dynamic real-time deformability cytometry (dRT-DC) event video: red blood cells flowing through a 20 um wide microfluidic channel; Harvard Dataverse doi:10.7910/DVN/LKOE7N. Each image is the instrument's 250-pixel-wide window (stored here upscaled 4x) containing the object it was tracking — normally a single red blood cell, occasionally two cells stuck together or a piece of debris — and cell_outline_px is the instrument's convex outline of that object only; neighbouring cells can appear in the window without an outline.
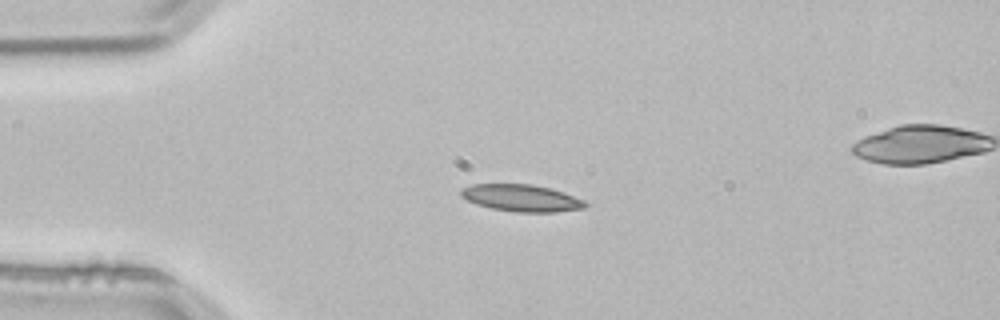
{"species": "common noctule bat (a hibernating species)", "species_latin": "Nyctalus noctula", "temperature_condition": "room temperature", "stored_images_in_passage": 4, "camera_frame_rate_fps": 3000, "um_per_image_px": 0.085, "animal": {"sex": "male", "body_mass_g": 21.5, "forearm_length_mm": 52.0}, "frame": {"image": 1, "passage_image": 3, "time_ms": 0.667, "image_size_px": [1000, 320], "cell_outline_px": [[588, 204], [584, 208], [556, 212], [516, 212], [492, 208], [476, 204], [460, 196], [460, 188], [472, 184], [528, 184], [552, 188], [564, 192], [584, 200]], "centroid_in_image_um": [44.32, 16.82], "position_along_channel_um": 40.7, "area_um2": 19.59}}